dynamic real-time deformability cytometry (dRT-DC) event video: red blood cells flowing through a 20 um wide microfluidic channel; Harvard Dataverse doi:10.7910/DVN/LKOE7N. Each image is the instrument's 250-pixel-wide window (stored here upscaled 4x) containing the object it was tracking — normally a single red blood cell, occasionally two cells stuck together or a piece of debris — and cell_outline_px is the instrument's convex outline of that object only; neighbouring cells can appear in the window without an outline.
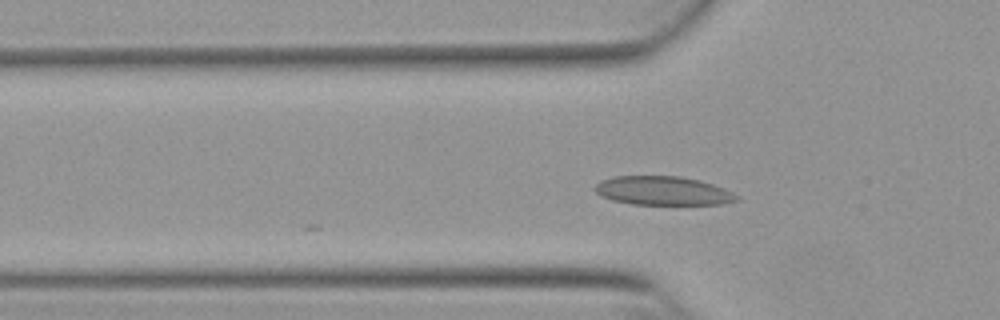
{"species": "Egyptian fruit bat (a non-hibernating species)", "species_latin": "Rousettus aegyptiacus", "temperature_condition": "warm", "stored_images_in_passage": 13, "camera_frame_rate_fps": 3000, "um_per_image_px": 0.085, "animal": {"sex": "female"}, "frame": {"image": 1, "passage_image": 10, "time_ms": 3.0, "image_size_px": [1000, 320], "cell_outline_px": [[740, 200], [720, 204], [632, 204], [612, 200], [600, 196], [592, 188], [600, 180], [612, 176], [680, 176], [700, 180], [724, 188], [740, 196]], "centroid_in_image_um": [56.33, 16.21], "position_along_channel_um": 69.5, "area_um2": 23.99}}
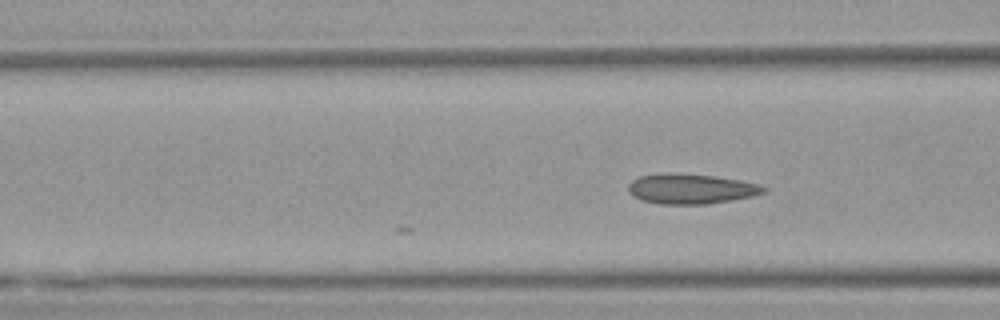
{"frame": {"image": 2, "passage_image": 13, "time_ms": 4.0, "image_size_px": [1000, 320], "cell_outline_px": [[768, 188], [764, 192], [752, 196], [732, 200], [708, 204], [660, 204], [640, 200], [632, 196], [628, 192], [628, 184], [632, 180], [640, 176], [668, 172], [672, 172], [716, 176], [740, 180], [760, 184]], "centroid_in_image_um": [58.71, 16.04], "position_along_channel_um": 107.9, "area_um2": 23.99}}